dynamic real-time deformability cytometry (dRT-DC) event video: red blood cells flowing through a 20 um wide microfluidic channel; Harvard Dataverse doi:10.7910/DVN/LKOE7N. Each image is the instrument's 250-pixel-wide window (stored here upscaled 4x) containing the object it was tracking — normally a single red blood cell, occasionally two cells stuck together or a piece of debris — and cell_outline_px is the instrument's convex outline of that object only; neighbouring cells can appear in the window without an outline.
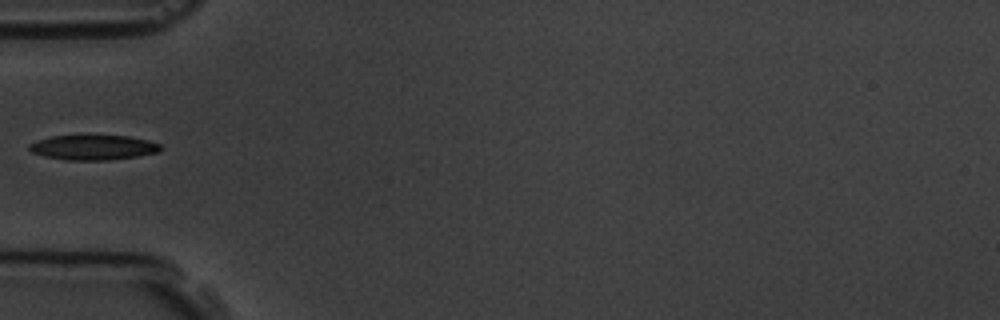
{"species": "common noctule bat (a hibernating species)", "species_latin": "Nyctalus noctula", "temperature_condition": "room temperature", "stored_images_in_passage": 4, "camera_frame_rate_fps": 3000, "um_per_image_px": 0.085, "animal": {"sex": "male", "body_mass_g": 19.5, "forearm_length_mm": 54.6}, "frame": {"image": 1, "passage_image": 4, "time_ms": 3.333, "image_size_px": [1000, 320], "cell_outline_px": [[164, 148], [160, 152], [136, 156], [108, 160], [64, 160], [44, 156], [32, 152], [28, 148], [28, 144], [36, 140], [52, 136], [128, 136], [160, 144]], "centroid_in_image_um": [7.9, 12.54], "position_along_channel_um": 77.1, "area_um2": 18.96}}